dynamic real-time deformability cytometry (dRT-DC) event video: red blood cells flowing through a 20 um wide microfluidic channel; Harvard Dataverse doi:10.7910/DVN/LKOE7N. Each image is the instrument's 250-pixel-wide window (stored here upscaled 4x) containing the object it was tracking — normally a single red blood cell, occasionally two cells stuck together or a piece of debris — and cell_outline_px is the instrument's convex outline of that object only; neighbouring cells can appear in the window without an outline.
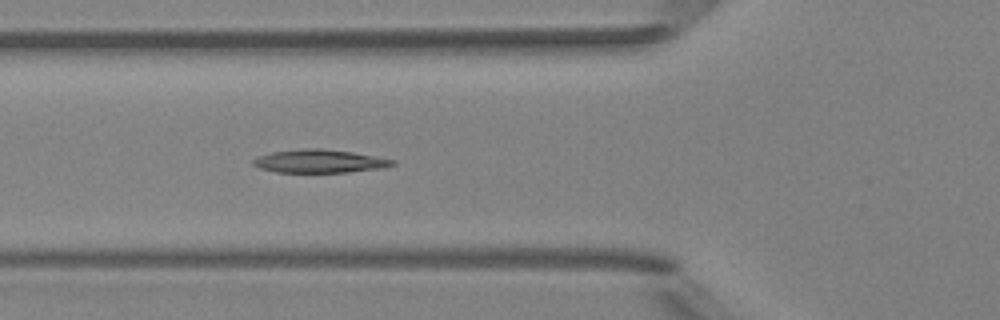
{"species": "Egyptian fruit bat (a non-hibernating species)", "species_latin": "Rousettus aegyptiacus", "temperature_condition": "room temperature", "stored_images_in_passage": 6, "camera_frame_rate_fps": 3000, "um_per_image_px": 0.085, "animal": {"sex": "female"}, "frame": {"image": 1, "passage_image": 6, "time_ms": 5.667, "image_size_px": [1000, 320], "cell_outline_px": [[396, 164], [384, 168], [348, 172], [276, 172], [260, 168], [252, 164], [252, 160], [260, 156], [272, 152], [304, 148], [320, 148], [352, 152], [396, 160]], "centroid_in_image_um": [27.19, 13.7], "position_along_channel_um": 98.6, "area_um2": 18.79}}